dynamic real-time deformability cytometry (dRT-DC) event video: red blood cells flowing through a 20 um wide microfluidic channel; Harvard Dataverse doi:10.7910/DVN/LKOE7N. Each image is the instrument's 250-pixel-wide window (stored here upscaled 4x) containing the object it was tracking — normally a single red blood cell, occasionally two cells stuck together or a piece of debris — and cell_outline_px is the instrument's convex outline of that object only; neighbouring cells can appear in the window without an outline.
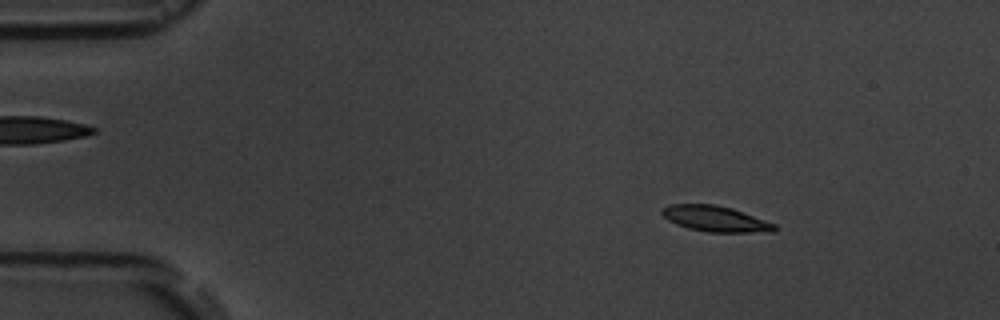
{"species": "common noctule bat (a hibernating species)", "species_latin": "Nyctalus noctula", "temperature_condition": "room temperature", "stored_images_in_passage": 5, "camera_frame_rate_fps": 3000, "um_per_image_px": 0.085, "animal": {"sex": "male", "body_mass_g": 19.5, "forearm_length_mm": 54.6}, "frame": {"image": 1, "passage_image": 3, "time_ms": 2.333, "image_size_px": [1000, 320], "cell_outline_px": [[776, 228], [772, 232], [708, 232], [688, 228], [676, 224], [668, 220], [660, 212], [660, 208], [668, 204], [712, 204], [732, 208], [776, 224]], "centroid_in_image_um": [60.77, 18.59], "position_along_channel_um": 24.2, "area_um2": 16.88}}